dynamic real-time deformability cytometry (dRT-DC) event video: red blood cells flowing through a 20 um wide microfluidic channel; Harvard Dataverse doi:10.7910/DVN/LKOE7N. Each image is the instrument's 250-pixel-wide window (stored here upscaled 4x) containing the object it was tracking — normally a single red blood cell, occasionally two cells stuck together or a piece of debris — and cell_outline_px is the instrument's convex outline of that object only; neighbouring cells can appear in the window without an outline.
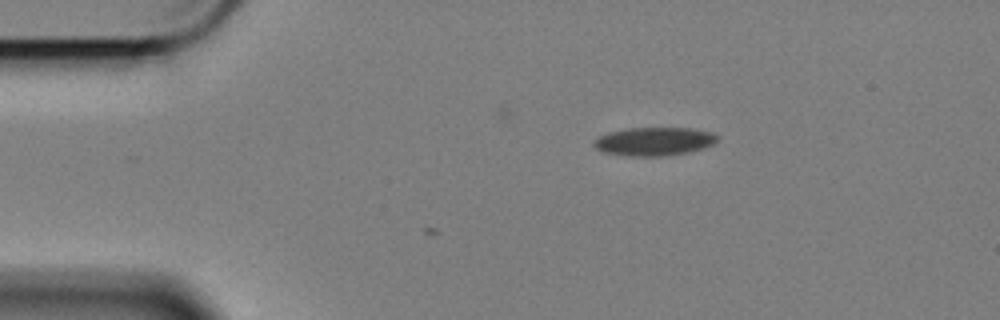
{"species": "Egyptian fruit bat (a non-hibernating species)", "species_latin": "Rousettus aegyptiacus", "temperature_condition": "cold", "stored_images_in_passage": 2, "camera_frame_rate_fps": 3000, "um_per_image_px": 0.085, "animal": {"sex": "female"}, "frame": {"image": 1, "passage_image": 2, "time_ms": 0.333, "image_size_px": [1000, 320], "cell_outline_px": [[720, 136], [712, 144], [704, 148], [688, 152], [660, 156], [628, 156], [604, 152], [596, 148], [592, 144], [592, 140], [608, 132], [628, 128], [692, 128], [712, 132]], "centroid_in_image_um": [55.59, 12.01], "position_along_channel_um": 29.4, "area_um2": 20.46}}